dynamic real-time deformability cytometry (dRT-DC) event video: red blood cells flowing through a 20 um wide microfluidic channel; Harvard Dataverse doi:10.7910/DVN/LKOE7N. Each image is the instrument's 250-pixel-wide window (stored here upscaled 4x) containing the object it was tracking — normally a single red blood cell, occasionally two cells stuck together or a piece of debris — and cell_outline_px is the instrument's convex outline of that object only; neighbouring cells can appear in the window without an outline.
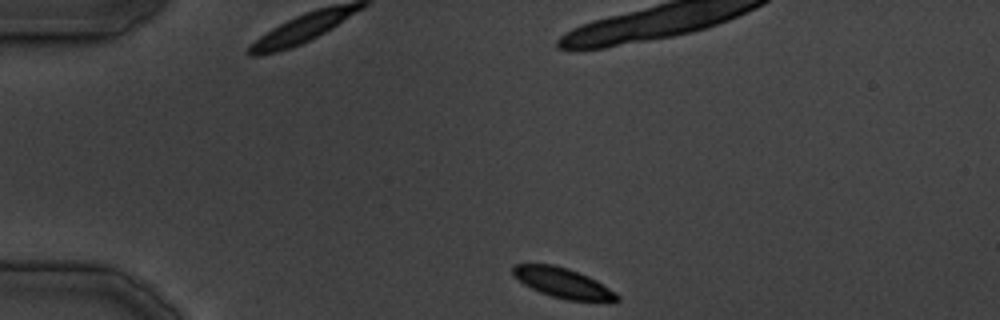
{"species": "common noctule bat (a hibernating species)", "species_latin": "Nyctalus noctula", "temperature_condition": "cold", "stored_images_in_passage": 32, "camera_frame_rate_fps": 3000, "um_per_image_px": 0.085, "animal": {"sex": "male", "body_mass_g": 19.5, "forearm_length_mm": 54.6}, "frame": {"image": 1, "passage_image": 1, "time_ms": 0.0, "image_size_px": [1000, 320], "cell_outline_px": [[620, 300], [612, 304], [568, 300], [552, 296], [540, 292], [524, 284], [512, 272], [512, 268], [516, 264], [552, 264], [568, 268], [580, 272], [596, 280], [620, 296]], "centroid_in_image_um": [47.96, 24.09], "position_along_channel_um": 37.0, "area_um2": 18.44}}